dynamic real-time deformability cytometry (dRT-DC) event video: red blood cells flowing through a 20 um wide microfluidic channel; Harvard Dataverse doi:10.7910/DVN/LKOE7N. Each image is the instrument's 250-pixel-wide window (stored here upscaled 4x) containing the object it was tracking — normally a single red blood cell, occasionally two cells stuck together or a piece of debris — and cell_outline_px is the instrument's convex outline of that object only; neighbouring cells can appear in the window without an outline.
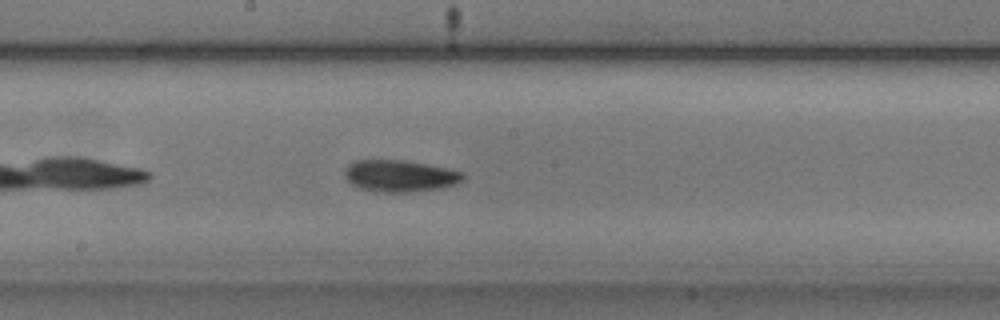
{"species": "common noctule bat (a hibernating species)", "species_latin": "Nyctalus noctula", "temperature_condition": "cold", "stored_images_in_passage": 31, "camera_frame_rate_fps": 3000, "um_per_image_px": 0.085, "animal": {"sex": "male", "body_mass_g": 20.5, "forearm_length_mm": 52.5}, "frame": {"image": 1, "passage_image": 14, "time_ms": 4.333, "image_size_px": [1000, 320], "cell_outline_px": [[464, 180], [456, 184], [444, 188], [408, 192], [376, 192], [360, 188], [352, 184], [344, 176], [344, 172], [348, 164], [356, 160], [408, 160], [444, 168], [460, 172], [464, 176]], "centroid_in_image_um": [33.97, 14.96], "position_along_channel_um": 214.2, "area_um2": 21.91}, "authors_computed_cell_mechanics": {"area_um2": 21.1548, "velocity_mm_per_s": 3.7469, "shape_relaxation_time_tau1_ms": 3.0468, "shape_relaxation_time_tau2_ms": 8.6092, "deformation_change_tau1": 0.1317, "deformation_change_tau2": 0.1656}}